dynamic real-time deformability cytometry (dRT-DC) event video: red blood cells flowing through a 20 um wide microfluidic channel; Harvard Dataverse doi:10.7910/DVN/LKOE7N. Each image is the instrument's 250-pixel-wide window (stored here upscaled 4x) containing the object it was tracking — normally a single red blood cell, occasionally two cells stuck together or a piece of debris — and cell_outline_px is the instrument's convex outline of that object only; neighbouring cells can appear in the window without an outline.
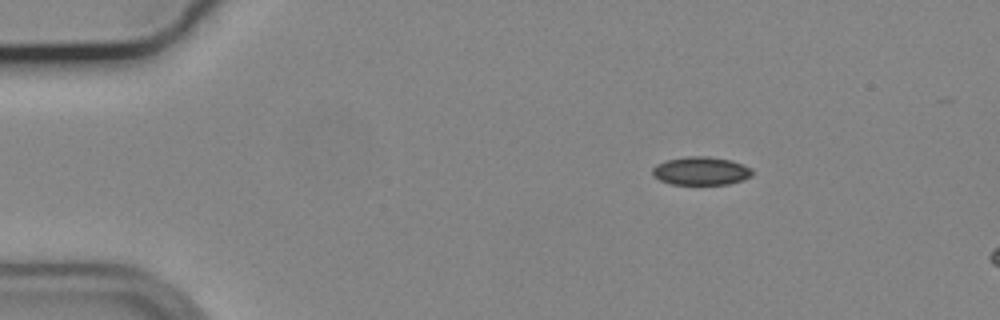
{"species": "common noctule bat (a hibernating species)", "species_latin": "Nyctalus noctula", "temperature_condition": "cold", "stored_images_in_passage": 7, "camera_frame_rate_fps": 3000, "um_per_image_px": 0.085, "animal": {"sex": "male", "body_mass_g": 19.2, "forearm_length_mm": 51.8}, "frame": {"image": 1, "passage_image": 1, "time_ms": 0.0, "image_size_px": [1000, 320], "cell_outline_px": [[752, 176], [744, 180], [728, 184], [672, 184], [660, 180], [652, 176], [652, 168], [656, 164], [664, 160], [684, 156], [708, 156], [732, 160], [744, 164], [752, 168]], "centroid_in_image_um": [59.58, 14.51], "position_along_channel_um": 25.4, "area_um2": 16.76}}